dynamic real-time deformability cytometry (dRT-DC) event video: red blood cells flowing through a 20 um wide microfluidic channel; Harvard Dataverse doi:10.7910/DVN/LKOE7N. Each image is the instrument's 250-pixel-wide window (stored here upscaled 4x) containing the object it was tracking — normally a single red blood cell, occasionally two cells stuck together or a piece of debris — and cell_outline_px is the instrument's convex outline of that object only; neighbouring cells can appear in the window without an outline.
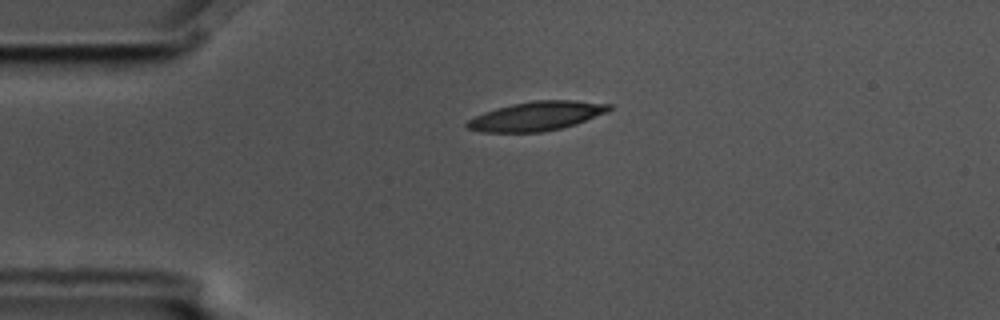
{"species": "common noctule bat (a hibernating species)", "species_latin": "Nyctalus noctula", "temperature_condition": "cold", "stored_images_in_passage": 2, "camera_frame_rate_fps": 3000, "um_per_image_px": 0.085, "animal": {"sex": "male", "body_mass_g": 17.5, "forearm_length_mm": 52.3}, "frame": {"image": 1, "passage_image": 2, "time_ms": 0.333, "image_size_px": [1000, 320], "cell_outline_px": [[612, 108], [608, 112], [576, 124], [560, 128], [540, 132], [480, 132], [468, 128], [464, 124], [468, 120], [484, 112], [496, 108], [512, 104], [536, 100], [576, 100], [612, 104]], "centroid_in_image_um": [45.63, 9.86], "position_along_channel_um": 39.4, "area_um2": 24.1}}